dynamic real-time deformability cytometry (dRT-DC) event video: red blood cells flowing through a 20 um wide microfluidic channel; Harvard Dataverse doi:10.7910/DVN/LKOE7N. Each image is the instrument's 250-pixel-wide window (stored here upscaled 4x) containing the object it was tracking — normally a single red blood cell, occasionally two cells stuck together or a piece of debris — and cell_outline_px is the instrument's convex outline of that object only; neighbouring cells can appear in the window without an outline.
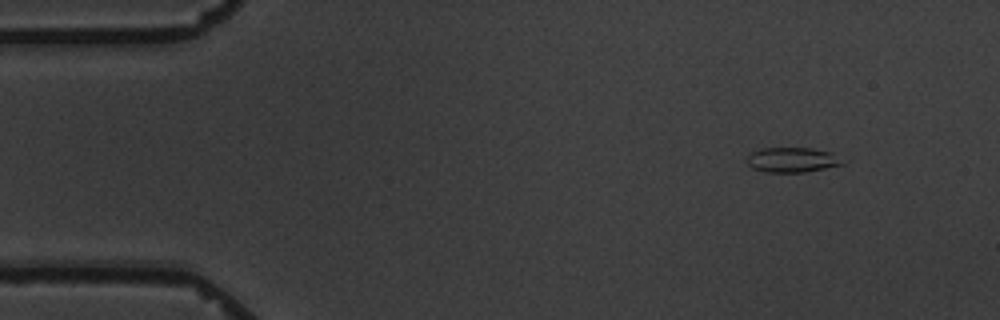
{"species": "common noctule bat (a hibernating species)", "species_latin": "Nyctalus noctula", "temperature_condition": "warm", "stored_images_in_passage": 5, "camera_frame_rate_fps": 3000, "um_per_image_px": 0.085, "animal": {"sex": "male", "body_mass_g": 19.5, "forearm_length_mm": 54.6}, "frame": {"image": 1, "passage_image": 1, "time_ms": 0.0, "image_size_px": [1000, 320], "cell_outline_px": [[848, 160], [844, 164], [804, 172], [768, 172], [752, 168], [748, 164], [748, 156], [752, 152], [760, 148], [812, 148], [832, 152]], "centroid_in_image_um": [67.41, 13.58], "position_along_channel_um": 17.6, "area_um2": 13.99}}